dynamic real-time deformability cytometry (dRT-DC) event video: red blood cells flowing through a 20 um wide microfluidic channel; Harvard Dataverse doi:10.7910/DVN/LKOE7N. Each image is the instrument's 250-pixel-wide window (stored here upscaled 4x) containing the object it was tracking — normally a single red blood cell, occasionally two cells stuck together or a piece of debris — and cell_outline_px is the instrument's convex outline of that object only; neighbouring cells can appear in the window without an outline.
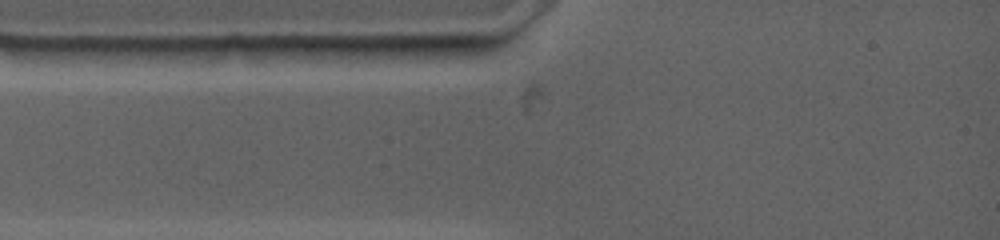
{"species": "common noctule bat (a hibernating species)", "species_latin": "Nyctalus noctula", "temperature_condition": "warm", "stored_images_in_passage": 2, "camera_frame_rate_fps": 4500, "um_per_image_px": 0.085, "animal": {"sex": "female", "body_mass_g": 19.0, "forearm_length_mm": 53.3}, "frame": {"image": 1, "passage_image": 1, "time_ms": 0.0, "image_size_px": [1000, 240], "cell_outline_px": [[464, 48], [428, 56], [352, 64], [300, 48], [304, 44], [460, 44]], "centroid_in_image_um": [32.15, 4.36], "position_along_channel_um": 52.8, "area_um2": 15.26}}